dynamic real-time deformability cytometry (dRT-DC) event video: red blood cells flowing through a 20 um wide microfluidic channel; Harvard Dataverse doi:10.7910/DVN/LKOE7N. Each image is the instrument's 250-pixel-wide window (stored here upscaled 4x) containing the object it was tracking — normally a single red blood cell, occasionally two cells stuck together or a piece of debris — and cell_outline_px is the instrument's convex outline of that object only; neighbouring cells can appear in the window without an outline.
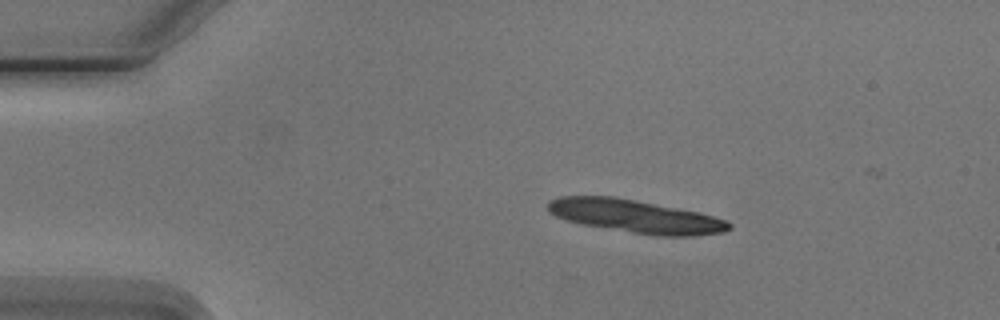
{"species": "Egyptian fruit bat (a non-hibernating species)", "species_latin": "Rousettus aegyptiacus", "temperature_condition": "cold", "stored_images_in_passage": 4, "camera_frame_rate_fps": 3000, "um_per_image_px": 0.085, "animal": {"sex": "male"}, "frame": {"image": 1, "passage_image": 2, "time_ms": 1.333, "image_size_px": [1000, 320], "cell_outline_px": [[732, 228], [724, 232], [696, 236], [652, 236], [580, 224], [556, 216], [548, 212], [548, 200], [560, 196], [612, 196], [636, 200], [696, 212], [712, 216], [724, 220], [732, 224]], "centroid_in_image_um": [53.99, 18.4], "position_along_channel_um": 31.0, "area_um2": 34.91}}